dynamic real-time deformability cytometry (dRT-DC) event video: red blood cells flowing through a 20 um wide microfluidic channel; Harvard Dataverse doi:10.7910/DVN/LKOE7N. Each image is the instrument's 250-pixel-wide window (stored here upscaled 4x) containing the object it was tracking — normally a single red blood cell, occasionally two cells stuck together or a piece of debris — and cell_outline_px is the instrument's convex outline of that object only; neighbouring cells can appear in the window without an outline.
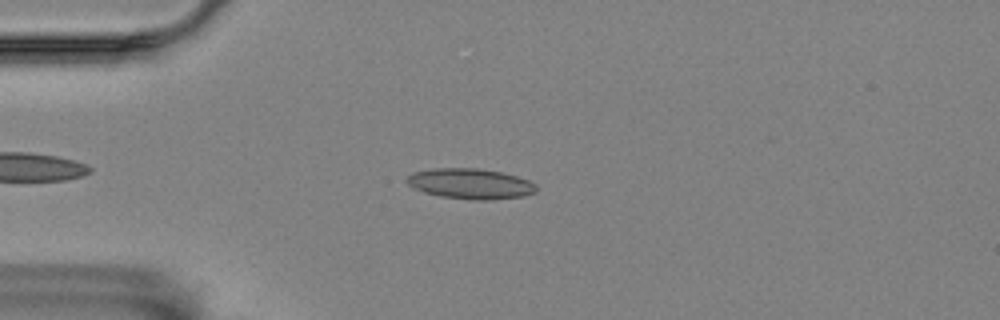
{"species": "Egyptian fruit bat (a non-hibernating species)", "species_latin": "Rousettus aegyptiacus", "temperature_condition": "room temperature", "stored_images_in_passage": 50, "camera_frame_rate_fps": 3000, "um_per_image_px": 0.085, "animal": {"sex": "female"}, "frame": {"image": 1, "passage_image": 11, "time_ms": 3.333, "image_size_px": [1000, 320], "cell_outline_px": [[536, 192], [524, 196], [492, 200], [472, 200], [440, 196], [424, 192], [408, 184], [404, 180], [412, 172], [432, 168], [476, 168], [500, 172], [516, 176], [528, 180], [536, 184]], "centroid_in_image_um": [39.98, 15.62], "position_along_channel_um": 45.0, "area_um2": 23.0}}
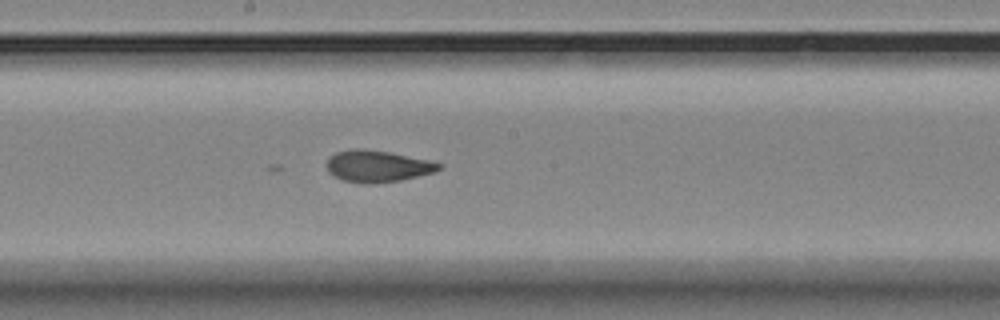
{"frame": {"image": 2, "passage_image": 27, "time_ms": 8.667, "image_size_px": [1000, 320], "cell_outline_px": [[440, 168], [436, 172], [400, 180], [372, 184], [364, 184], [344, 180], [328, 172], [328, 156], [336, 152], [352, 148], [360, 148], [388, 152], [428, 160], [440, 164]], "centroid_in_image_um": [32.06, 14.12], "position_along_channel_um": 216.1, "area_um2": 20.52}}
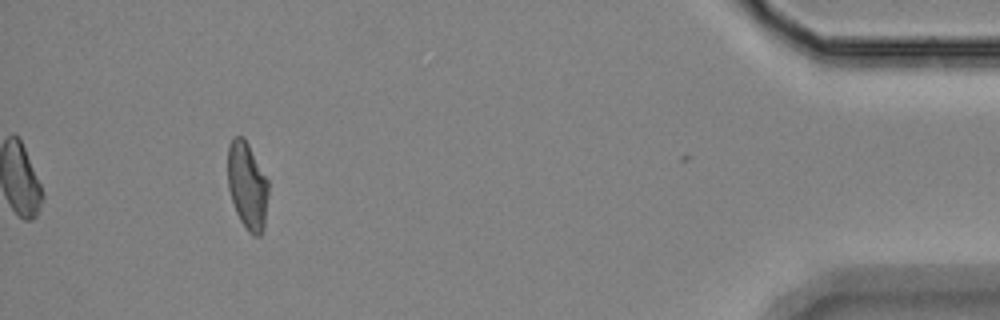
{"frame": {"image": 3, "passage_image": 49, "time_ms": 16.0, "image_size_px": [1000, 320], "cell_outline_px": [[268, 192], [264, 228], [260, 236], [252, 236], [248, 232], [240, 220], [236, 212], [228, 188], [228, 144], [232, 136], [244, 136], [268, 180]], "centroid_in_image_um": [21.01, 15.78], "position_along_channel_um": 414.2, "area_um2": 20.81}, "authors_computed_cell_mechanics": {"area_um2": 20.7502, "velocity_mm_per_s": 3.5341, "shape_relaxation_time_tau1_ms": 10.4991, "shape_relaxation_time_tau2_ms": 1.7859, "deformation_change_tau1": 0.2449, "deformation_change_tau2": 0.0808}}